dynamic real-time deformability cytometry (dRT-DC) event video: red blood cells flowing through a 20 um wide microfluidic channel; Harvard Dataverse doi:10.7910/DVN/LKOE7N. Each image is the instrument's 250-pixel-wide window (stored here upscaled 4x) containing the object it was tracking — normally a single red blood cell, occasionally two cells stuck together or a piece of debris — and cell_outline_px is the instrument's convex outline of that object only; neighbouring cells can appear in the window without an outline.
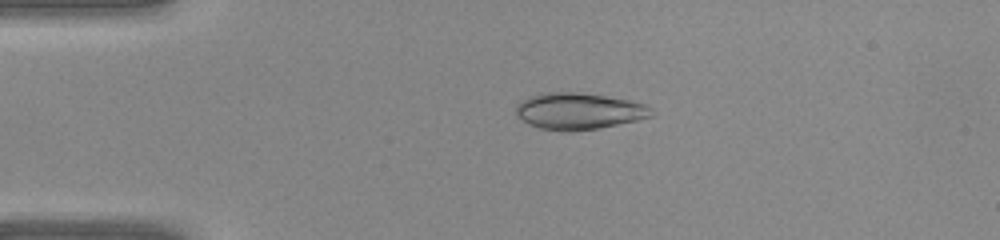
{"species": "common noctule bat (a hibernating species)", "species_latin": "Nyctalus noctula", "temperature_condition": "warm", "stored_images_in_passage": 32, "camera_frame_rate_fps": 3000, "um_per_image_px": 0.085, "animal": {"sex": "female", "body_mass_g": 22.0, "forearm_length_mm": 56.7}, "frame": {"image": 1, "passage_image": 1, "time_ms": 0.0, "image_size_px": [1000, 240], "cell_outline_px": [[656, 112], [652, 116], [636, 120], [600, 128], [572, 132], [560, 132], [540, 128], [528, 124], [516, 116], [516, 104], [520, 100], [528, 96], [540, 92], [576, 92], [604, 96], [628, 100], [644, 104], [652, 108]], "centroid_in_image_um": [49.15, 9.45], "position_along_channel_um": 35.9, "area_um2": 29.25}}
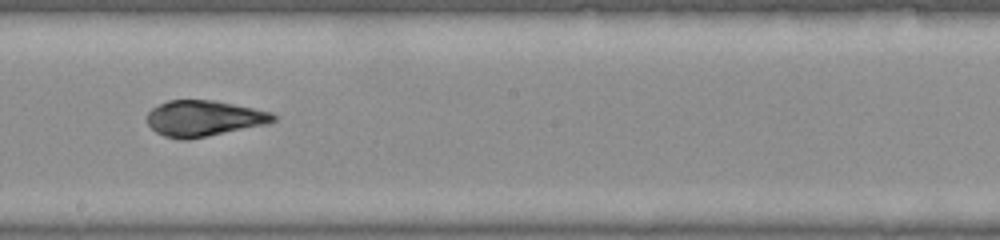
{"frame": {"image": 2, "passage_image": 15, "time_ms": 4.667, "image_size_px": [1000, 240], "cell_outline_px": [[276, 120], [268, 124], [188, 140], [180, 140], [164, 136], [156, 132], [148, 124], [148, 112], [152, 108], [168, 100], [216, 100], [272, 112], [276, 116]], "centroid_in_image_um": [17.34, 10.06], "position_along_channel_um": 230.9, "area_um2": 26.47}}
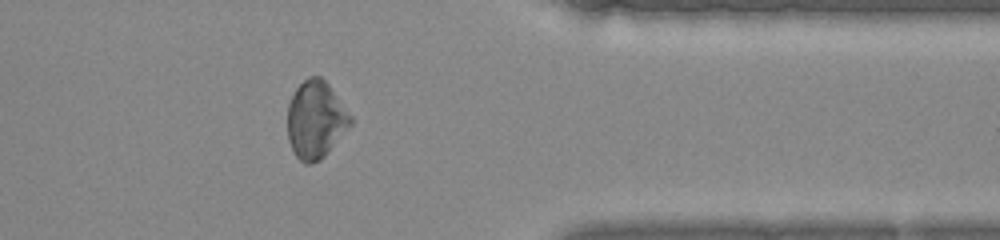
{"frame": {"image": 3, "passage_image": 25, "time_ms": 8.0, "image_size_px": [1000, 240], "cell_outline_px": [[352, 124], [324, 156], [320, 160], [312, 164], [304, 164], [296, 156], [288, 140], [288, 104], [296, 88], [308, 76], [320, 76], [328, 84], [352, 116]], "centroid_in_image_um": [26.83, 10.18], "position_along_channel_um": 384.6, "area_um2": 28.32}}